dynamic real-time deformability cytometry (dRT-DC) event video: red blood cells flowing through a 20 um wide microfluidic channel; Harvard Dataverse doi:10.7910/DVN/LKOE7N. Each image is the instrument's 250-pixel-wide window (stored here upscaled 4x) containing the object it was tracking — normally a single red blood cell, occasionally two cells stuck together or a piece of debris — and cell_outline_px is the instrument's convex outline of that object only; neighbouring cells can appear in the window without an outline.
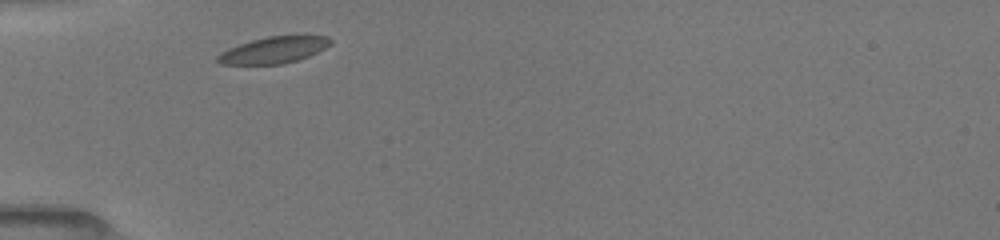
{"species": "common noctule bat (a hibernating species)", "species_latin": "Nyctalus noctula", "temperature_condition": "room temperature", "stored_images_in_passage": 14, "camera_frame_rate_fps": 3000, "um_per_image_px": 0.085, "animal": {"sex": "female", "body_mass_g": 19.5, "forearm_length_mm": 54.1}, "frame": {"image": 1, "passage_image": 1, "time_ms": 0.0, "image_size_px": [1000, 240], "cell_outline_px": [[332, 44], [308, 56], [296, 60], [280, 64], [220, 64], [216, 60], [216, 56], [220, 52], [228, 48], [252, 40], [268, 36], [304, 32], [308, 32], [328, 36], [332, 40]], "centroid_in_image_um": [23.35, 4.18], "position_along_channel_um": 61.6, "area_um2": 18.15}}
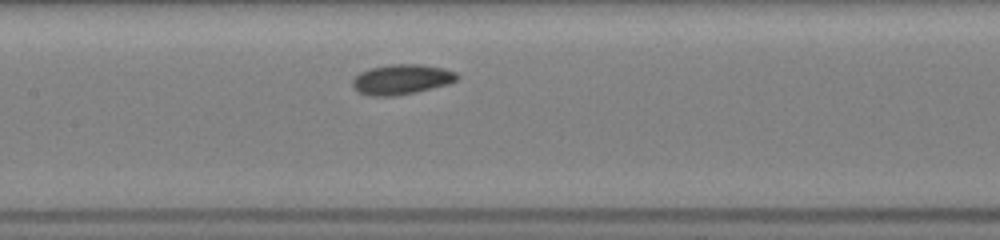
{"frame": {"image": 2, "passage_image": 6, "time_ms": 3.0, "image_size_px": [1000, 240], "cell_outline_px": [[460, 76], [456, 80], [448, 84], [416, 92], [396, 96], [368, 96], [352, 88], [352, 80], [360, 72], [368, 68], [388, 64], [420, 64], [444, 68], [456, 72]], "centroid_in_image_um": [34.12, 6.74], "position_along_channel_um": 173.3, "area_um2": 18.55}}
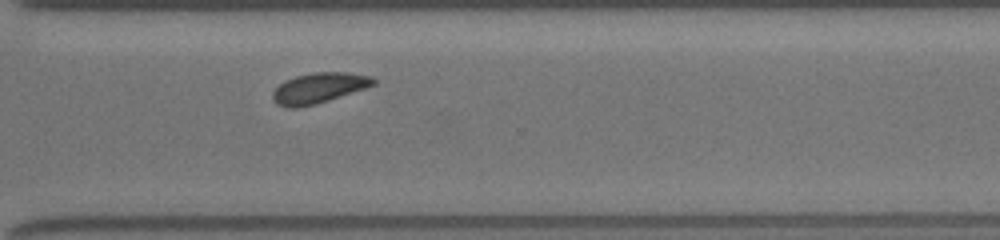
{"frame": {"image": 3, "passage_image": 14, "time_ms": 7.333, "image_size_px": [1000, 240], "cell_outline_px": [[376, 84], [316, 104], [296, 108], [284, 108], [276, 104], [272, 100], [272, 92], [284, 80], [296, 76], [312, 72], [352, 72], [372, 76], [376, 80]], "centroid_in_image_um": [27.07, 7.47], "position_along_channel_um": 343.5, "area_um2": 17.98}}